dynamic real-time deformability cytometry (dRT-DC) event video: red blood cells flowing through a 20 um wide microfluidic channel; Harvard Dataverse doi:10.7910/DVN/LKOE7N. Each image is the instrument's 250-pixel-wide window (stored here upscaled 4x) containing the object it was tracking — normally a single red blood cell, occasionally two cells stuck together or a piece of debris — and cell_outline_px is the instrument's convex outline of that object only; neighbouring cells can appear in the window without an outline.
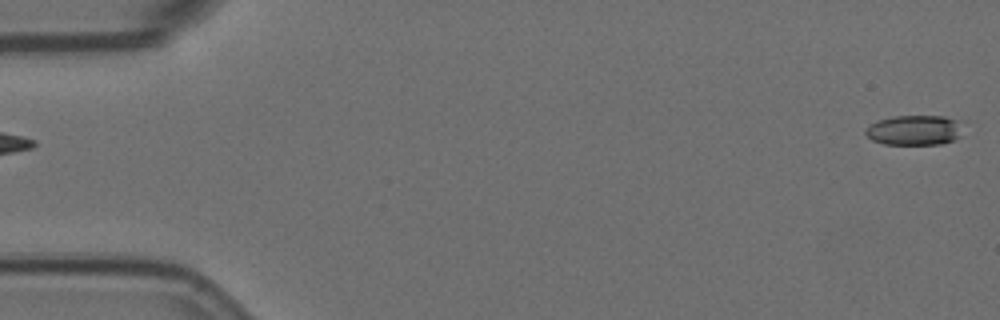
{"species": "Egyptian fruit bat (a non-hibernating species)", "species_latin": "Rousettus aegyptiacus", "temperature_condition": "room temperature", "stored_images_in_passage": 4, "segment_of_instrument_passage": [2, 2], "camera_frame_rate_fps": 3000, "um_per_image_px": 0.085, "animal": {"sex": "female"}, "frame": {"image": 1, "passage_image": 4, "time_ms": 1.0, "image_size_px": [1000, 320], "cell_outline_px": [[968, 120], [960, 136], [956, 140], [940, 144], [884, 144], [872, 140], [864, 132], [872, 124], [880, 120], [892, 116], [944, 116]], "centroid_in_image_um": [77.89, 11.05], "position_along_channel_um": 7.1, "area_um2": 17.51}}